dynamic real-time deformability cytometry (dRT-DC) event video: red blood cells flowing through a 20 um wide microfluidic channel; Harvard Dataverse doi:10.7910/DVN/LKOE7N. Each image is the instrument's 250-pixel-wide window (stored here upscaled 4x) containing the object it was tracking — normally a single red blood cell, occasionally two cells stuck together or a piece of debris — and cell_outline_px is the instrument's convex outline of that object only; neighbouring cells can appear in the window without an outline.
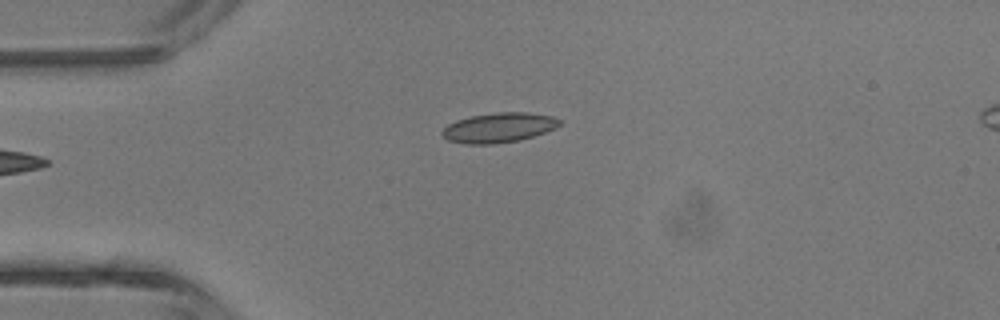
{"species": "common noctule bat (a hibernating species)", "species_latin": "Nyctalus noctula", "temperature_condition": "room temperature", "stored_images_in_passage": 5, "camera_frame_rate_fps": 3000, "um_per_image_px": 0.085, "animal": {"sex": "male", "body_mass_g": 13.3}, "frame": {"image": 1, "passage_image": 4, "time_ms": 4.333, "image_size_px": [1000, 320], "cell_outline_px": [[560, 124], [556, 128], [520, 140], [492, 144], [468, 144], [448, 140], [440, 132], [448, 124], [456, 120], [472, 116], [496, 112], [524, 112], [552, 116], [560, 120]], "centroid_in_image_um": [42.38, 10.85], "position_along_channel_um": 42.6, "area_um2": 20.17}}